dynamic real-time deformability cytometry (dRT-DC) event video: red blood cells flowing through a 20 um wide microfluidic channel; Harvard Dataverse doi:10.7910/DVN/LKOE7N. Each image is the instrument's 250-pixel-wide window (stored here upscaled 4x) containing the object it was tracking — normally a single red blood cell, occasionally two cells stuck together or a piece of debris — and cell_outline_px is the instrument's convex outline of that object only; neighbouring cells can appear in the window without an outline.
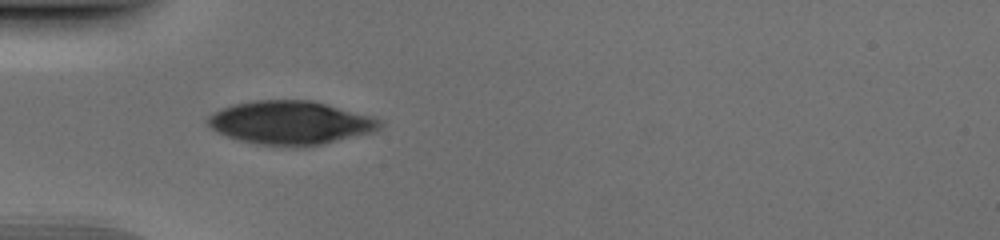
{"species": "human", "species_latin": "Homo sapiens", "temperature_condition": "cold", "stored_images_in_passage": 35, "camera_frame_rate_fps": 3000, "um_per_image_px": 0.085, "donor": {"sex": "male"}, "frame": {"image": 1, "passage_image": 1, "time_ms": 0.0, "image_size_px": [1000, 240], "cell_outline_px": [[384, 124], [380, 128], [372, 132], [320, 144], [260, 144], [240, 140], [216, 132], [204, 120], [208, 116], [220, 108], [232, 104], [256, 100], [312, 100], [372, 116], [380, 120]], "centroid_in_image_um": [24.66, 10.39], "position_along_channel_um": 60.3, "area_um2": 42.83}}
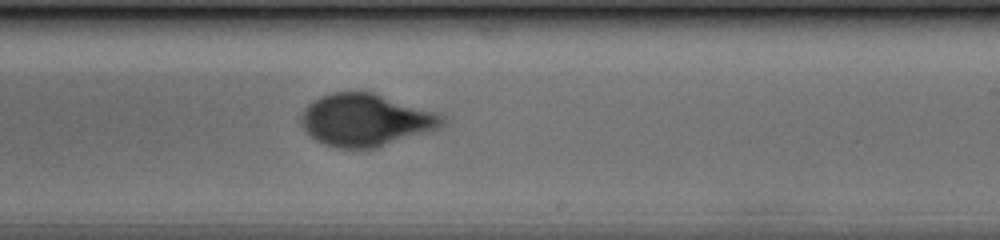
{"frame": {"image": 2, "passage_image": 16, "time_ms": 5.0, "image_size_px": [1000, 240], "cell_outline_px": [[448, 124], [432, 132], [376, 148], [360, 152], [336, 148], [324, 144], [316, 140], [300, 124], [300, 116], [304, 108], [312, 100], [320, 96], [332, 92], [372, 92], [440, 112], [448, 116]], "centroid_in_image_um": [31.17, 10.23], "position_along_channel_um": 257.8, "area_um2": 44.56}}
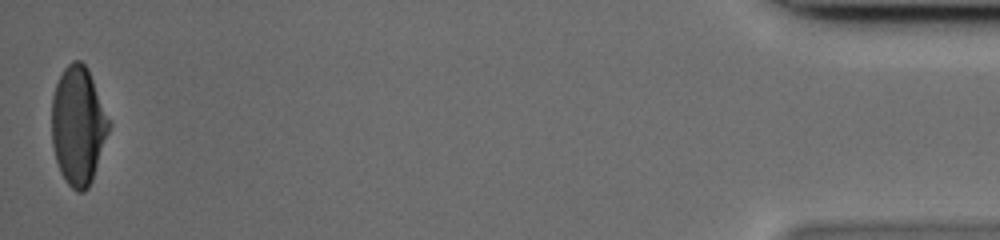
{"frame": {"image": 3, "passage_image": 35, "time_ms": 11.333, "image_size_px": [1000, 240], "cell_outline_px": [[112, 124], [92, 180], [88, 188], [84, 192], [76, 192], [64, 180], [60, 172], [56, 160], [52, 144], [52, 96], [56, 84], [64, 68], [72, 60], [80, 60], [88, 68]], "centroid_in_image_um": [6.65, 10.68], "position_along_channel_um": 428.5, "area_um2": 39.77}}